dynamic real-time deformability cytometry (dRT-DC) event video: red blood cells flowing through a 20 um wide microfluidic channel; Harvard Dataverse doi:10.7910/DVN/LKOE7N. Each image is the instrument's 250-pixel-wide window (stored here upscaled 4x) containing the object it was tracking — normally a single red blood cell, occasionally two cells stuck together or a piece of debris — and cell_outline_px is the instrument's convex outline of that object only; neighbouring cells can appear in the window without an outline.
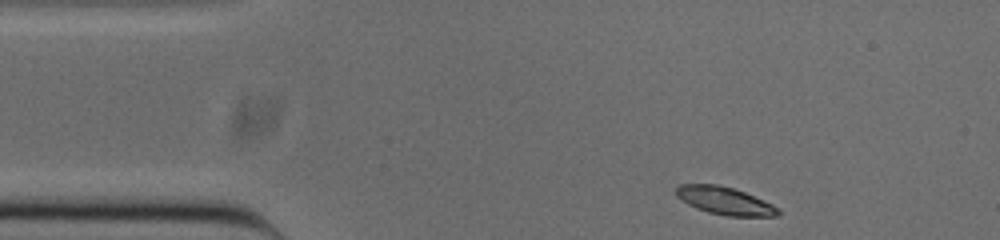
{"species": "common noctule bat (a hibernating species)", "species_latin": "Nyctalus noctula", "temperature_condition": "cold", "stored_images_in_passage": 47, "camera_frame_rate_fps": 3000, "um_per_image_px": 0.085, "animal": {"sex": "male", "body_mass_g": 20.0, "forearm_length_mm": 53.3}, "frame": {"image": 1, "passage_image": 1, "time_ms": 0.0, "image_size_px": [1000, 240], "cell_outline_px": [[780, 216], [728, 216], [708, 212], [696, 208], [680, 200], [676, 196], [676, 188], [680, 184], [716, 184], [732, 188], [744, 192], [772, 204], [780, 208]], "centroid_in_image_um": [61.6, 17.07], "position_along_channel_um": 23.4, "area_um2": 16.42}}
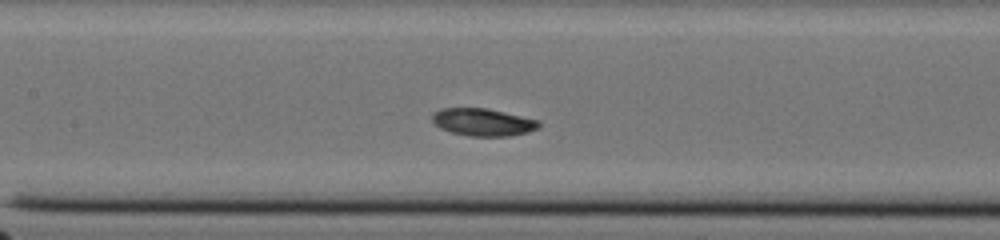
{"frame": {"image": 2, "passage_image": 17, "time_ms": 5.333, "image_size_px": [1000, 240], "cell_outline_px": [[540, 128], [528, 132], [508, 136], [472, 136], [452, 132], [440, 128], [432, 124], [432, 112], [440, 108], [488, 108], [540, 120]], "centroid_in_image_um": [41.04, 10.37], "position_along_channel_um": 166.4, "area_um2": 17.28}}
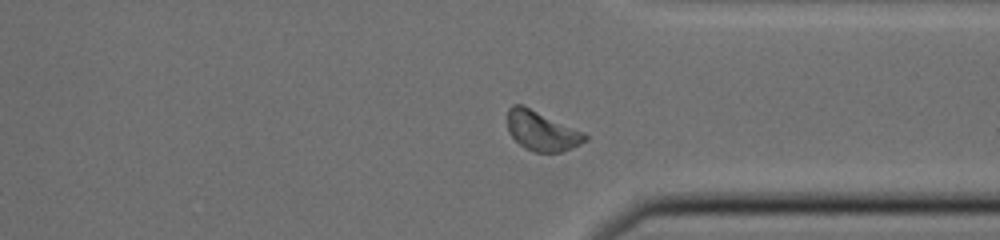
{"frame": {"image": 3, "passage_image": 33, "time_ms": 10.667, "image_size_px": [1000, 240], "cell_outline_px": [[588, 140], [572, 148], [560, 152], [536, 152], [524, 148], [508, 132], [508, 108], [512, 104], [520, 104], [584, 132], [588, 136]], "centroid_in_image_um": [46.05, 11.14], "position_along_channel_um": 365.3, "area_um2": 17.69}, "authors_computed_cell_mechanics": {"area_um2": 17.2822, "velocity_mm_per_s": 3.7781, "shape_relaxation_time_tau1_ms": 4.6404, "shape_relaxation_time_tau2_ms": null, "deformation_change_tau1": 0.1458, "deformation_change_tau2": null}}